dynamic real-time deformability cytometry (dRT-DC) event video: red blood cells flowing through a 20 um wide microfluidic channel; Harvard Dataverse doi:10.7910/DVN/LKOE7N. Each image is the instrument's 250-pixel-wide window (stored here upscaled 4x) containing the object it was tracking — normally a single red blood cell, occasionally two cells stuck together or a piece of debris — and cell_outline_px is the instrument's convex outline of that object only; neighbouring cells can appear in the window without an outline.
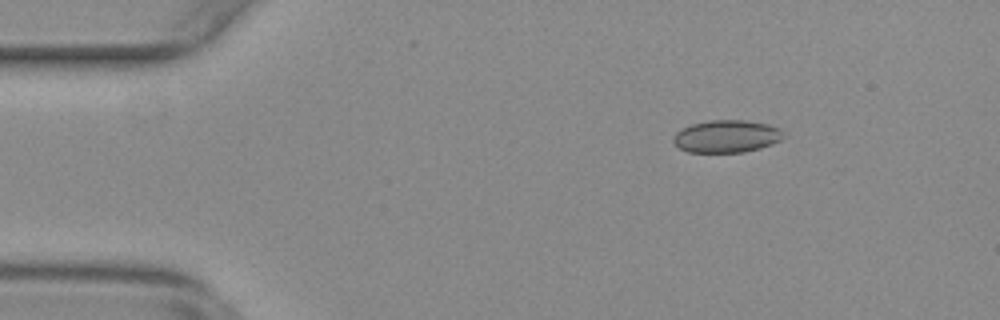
{"species": "common noctule bat (a hibernating species)", "species_latin": "Nyctalus noctula", "temperature_condition": "warm", "stored_images_in_passage": 24, "camera_frame_rate_fps": 3000, "um_per_image_px": 0.085, "animal": {"sex": "female", "body_mass_g": 29.2, "forearm_length_mm": 56.3}, "frame": {"image": 1, "passage_image": 5, "time_ms": 1.333, "image_size_px": [1000, 320], "cell_outline_px": [[788, 136], [772, 144], [760, 148], [744, 152], [688, 152], [680, 148], [672, 140], [676, 132], [692, 124], [712, 120], [744, 120], [768, 124], [780, 128]], "centroid_in_image_um": [61.82, 11.59], "position_along_channel_um": 23.2, "area_um2": 20.87}}
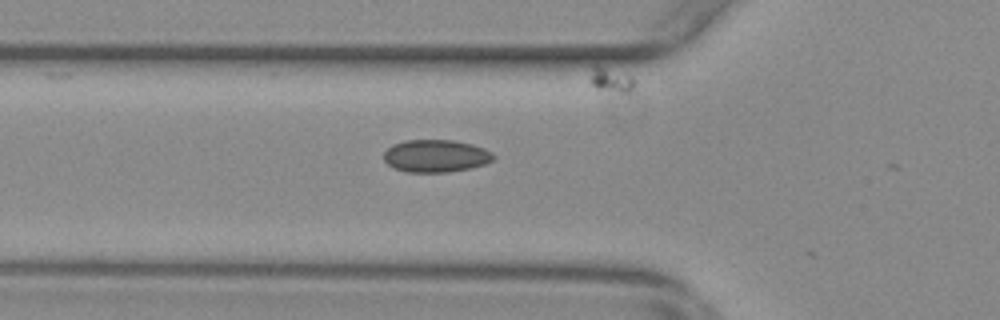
{"frame": {"image": 2, "passage_image": 16, "time_ms": 5.0, "image_size_px": [1000, 320], "cell_outline_px": [[496, 156], [492, 160], [484, 164], [472, 168], [448, 172], [408, 172], [392, 168], [384, 160], [384, 152], [392, 144], [404, 140], [452, 140], [472, 144], [484, 148], [492, 152]], "centroid_in_image_um": [37.04, 13.25], "position_along_channel_um": 88.8, "area_um2": 20.92}}
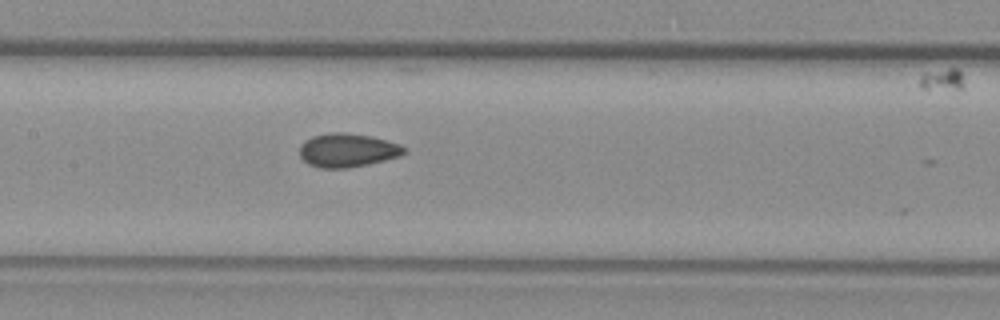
{"frame": {"image": 3, "passage_image": 23, "time_ms": 7.333, "image_size_px": [1000, 320], "cell_outline_px": [[408, 152], [400, 156], [368, 164], [348, 168], [320, 168], [308, 164], [300, 156], [300, 144], [312, 136], [328, 132], [344, 132], [372, 136], [400, 144], [408, 148]], "centroid_in_image_um": [29.56, 12.76], "position_along_channel_um": 177.8, "area_um2": 20.75}}